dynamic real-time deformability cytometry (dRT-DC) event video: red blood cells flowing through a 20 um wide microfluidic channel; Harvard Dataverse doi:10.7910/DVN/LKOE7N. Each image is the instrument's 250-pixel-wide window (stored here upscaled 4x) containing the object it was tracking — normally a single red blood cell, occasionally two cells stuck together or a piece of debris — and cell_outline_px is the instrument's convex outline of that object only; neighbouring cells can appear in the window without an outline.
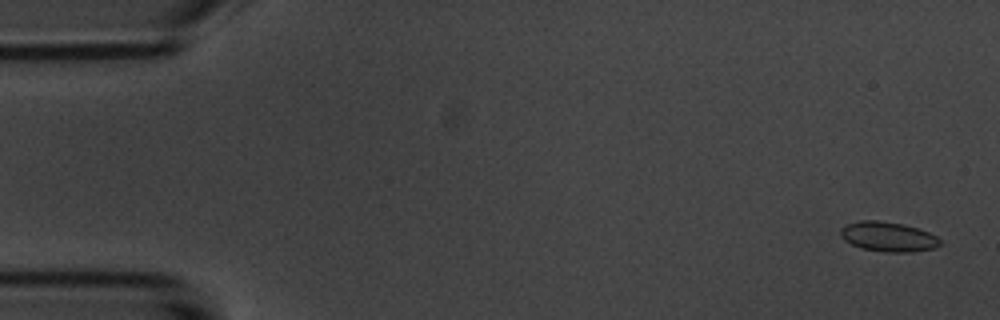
{"species": "common noctule bat (a hibernating species)", "species_latin": "Nyctalus noctula", "temperature_condition": "room temperature", "stored_images_in_passage": 4, "camera_frame_rate_fps": 3000, "um_per_image_px": 0.085, "animal": {"sex": "male", "body_mass_g": 20.1, "forearm_length_mm": 53.5}, "frame": {"image": 1, "passage_image": 1, "time_ms": 0.0, "image_size_px": [1000, 320], "cell_outline_px": [[940, 244], [936, 248], [912, 252], [884, 252], [860, 248], [844, 240], [840, 236], [840, 228], [844, 224], [860, 220], [876, 220], [904, 224], [920, 228], [936, 236], [940, 240]], "centroid_in_image_um": [75.47, 20.11], "position_along_channel_um": 9.5, "area_um2": 17.51}}